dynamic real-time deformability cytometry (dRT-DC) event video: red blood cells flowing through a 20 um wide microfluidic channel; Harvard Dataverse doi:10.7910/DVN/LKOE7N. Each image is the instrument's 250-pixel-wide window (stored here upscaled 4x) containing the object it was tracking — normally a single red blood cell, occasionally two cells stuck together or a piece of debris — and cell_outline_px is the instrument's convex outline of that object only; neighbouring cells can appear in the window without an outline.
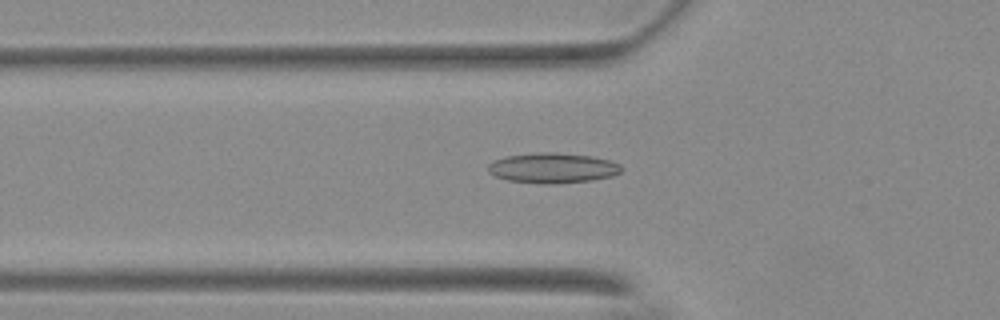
{"species": "Egyptian fruit bat (a non-hibernating species)", "species_latin": "Rousettus aegyptiacus", "temperature_condition": "warm", "stored_images_in_passage": 54, "camera_frame_rate_fps": 3000, "um_per_image_px": 0.085, "animal": {"sex": "female"}, "frame": {"image": 1, "passage_image": 18, "time_ms": 5.667, "image_size_px": [1000, 320], "cell_outline_px": [[624, 168], [620, 172], [612, 176], [592, 180], [556, 184], [544, 184], [508, 180], [496, 176], [488, 172], [488, 164], [492, 160], [508, 156], [540, 152], [556, 152], [592, 156], [608, 160], [620, 164]], "centroid_in_image_um": [46.99, 14.28], "position_along_channel_um": 78.8, "area_um2": 23.52}}
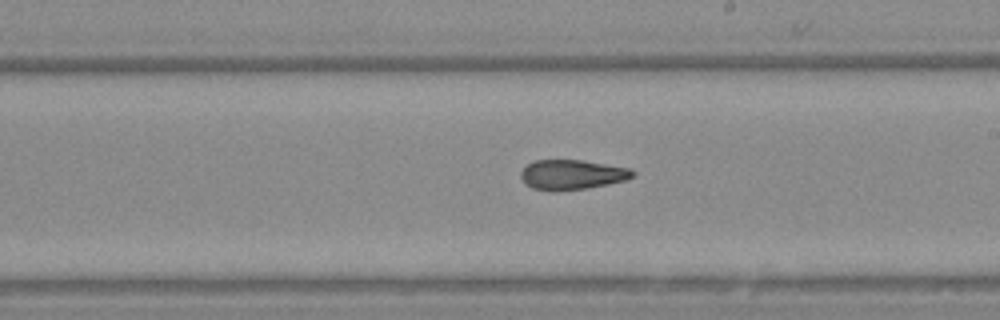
{"frame": {"image": 2, "passage_image": 31, "time_ms": 10.0, "image_size_px": [1000, 320], "cell_outline_px": [[636, 172], [628, 180], [588, 188], [556, 192], [552, 192], [532, 188], [520, 176], [520, 172], [528, 164], [536, 160], [580, 160], [632, 168]], "centroid_in_image_um": [48.65, 14.86], "position_along_channel_um": 240.3, "area_um2": 19.59}}
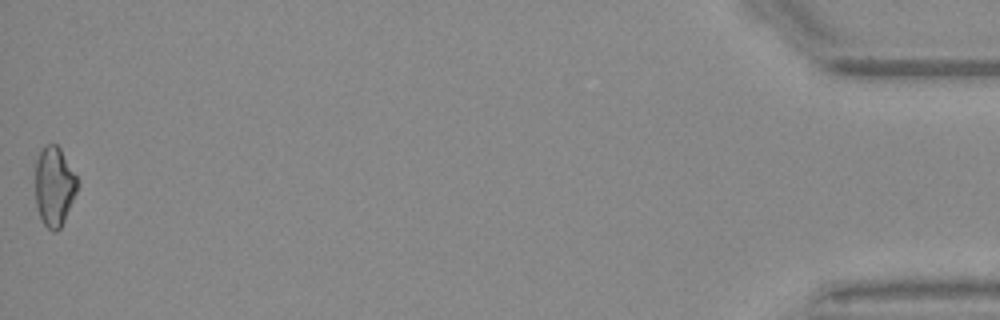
{"frame": {"image": 3, "passage_image": 54, "time_ms": 17.667, "image_size_px": [1000, 320], "cell_outline_px": [[76, 192], [64, 220], [60, 228], [56, 232], [52, 232], [44, 224], [40, 216], [36, 204], [36, 160], [44, 144], [56, 144], [60, 148], [76, 176]], "centroid_in_image_um": [4.59, 15.83], "position_along_channel_um": 430.6, "area_um2": 19.07}, "authors_computed_cell_mechanics": {"area_um2": 20.0855, "velocity_mm_per_s": 3.7162, "shape_relaxation_time_tau1_ms": null, "shape_relaxation_time_tau2_ms": 3.6409, "deformation_change_tau1": null, "deformation_change_tau2": 0.1224}}